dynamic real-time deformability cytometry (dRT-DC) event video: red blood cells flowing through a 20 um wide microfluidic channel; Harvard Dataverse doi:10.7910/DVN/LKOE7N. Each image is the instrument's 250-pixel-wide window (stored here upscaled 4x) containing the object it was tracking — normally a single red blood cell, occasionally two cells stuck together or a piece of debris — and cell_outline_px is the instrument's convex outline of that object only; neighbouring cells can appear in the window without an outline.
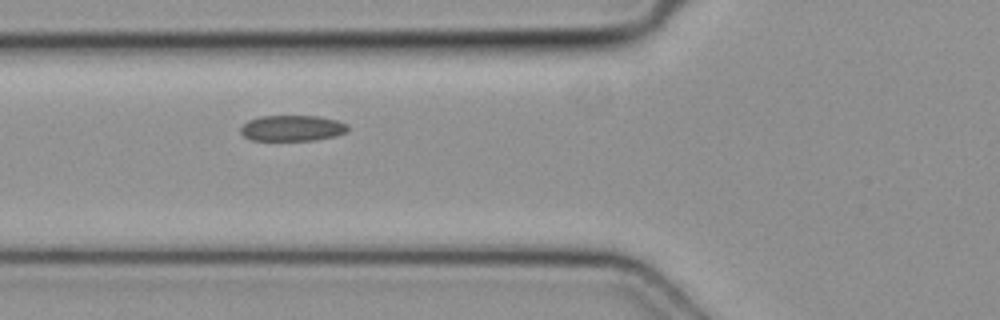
{"species": "common noctule bat (a hibernating species)", "species_latin": "Nyctalus noctula", "temperature_condition": "cold", "stored_images_in_passage": 6, "camera_frame_rate_fps": 3000, "um_per_image_px": 0.085, "animal": {"sex": "female", "body_mass_g": 19.3, "forearm_length_mm": 54.1}, "frame": {"image": 1, "passage_image": 4, "time_ms": 1.0, "image_size_px": [1000, 320], "cell_outline_px": [[348, 132], [336, 136], [316, 140], [252, 140], [244, 136], [240, 132], [240, 128], [248, 120], [260, 116], [320, 116], [336, 120], [348, 124]], "centroid_in_image_um": [24.86, 10.89], "position_along_channel_um": 100.9, "area_um2": 16.24}}
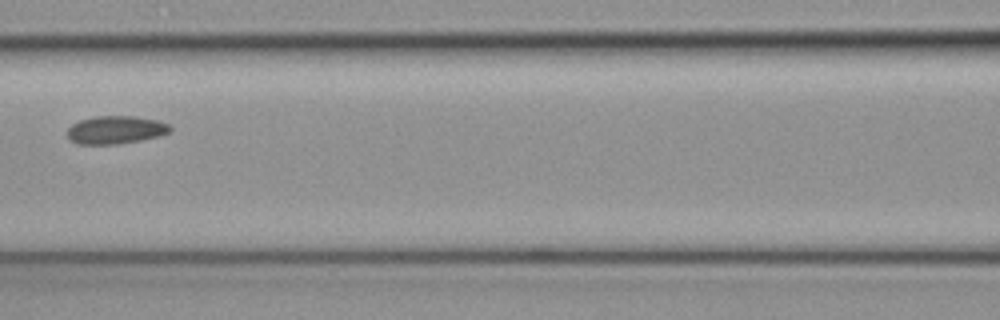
{"frame": {"image": 2, "passage_image": 5, "time_ms": 1.333, "image_size_px": [1000, 320], "cell_outline_px": [[172, 128], [168, 132], [160, 136], [140, 140], [116, 144], [76, 144], [68, 140], [68, 128], [72, 124], [80, 120], [96, 116], [136, 116], [160, 120], [168, 124]], "centroid_in_image_um": [9.83, 11.03], "position_along_channel_um": 156.8, "area_um2": 16.88}}